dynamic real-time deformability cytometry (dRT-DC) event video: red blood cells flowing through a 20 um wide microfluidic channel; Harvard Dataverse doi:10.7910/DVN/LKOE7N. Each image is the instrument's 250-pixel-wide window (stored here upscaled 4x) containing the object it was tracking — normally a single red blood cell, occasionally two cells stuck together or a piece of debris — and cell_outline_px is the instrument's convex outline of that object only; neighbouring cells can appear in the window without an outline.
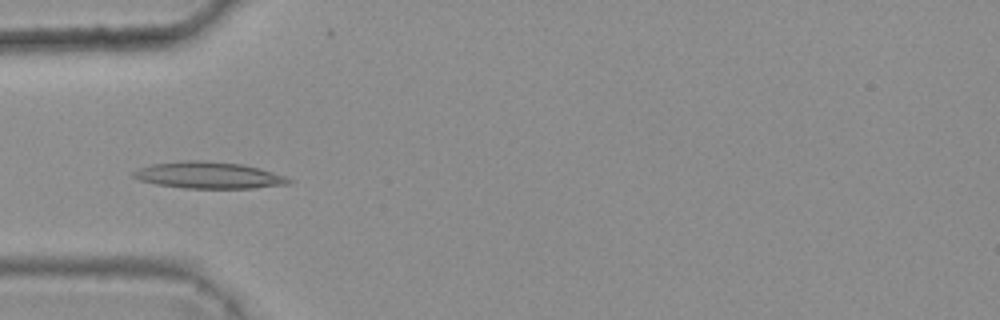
{"species": "common noctule bat (a hibernating species)", "species_latin": "Nyctalus noctula", "temperature_condition": "warm", "stored_images_in_passage": 8, "camera_frame_rate_fps": 3000, "um_per_image_px": 0.085, "animal": {"sex": "female", "body_mass_g": 25.1}, "frame": {"image": 1, "passage_image": 3, "time_ms": 0.667, "image_size_px": [1000, 320], "cell_outline_px": [[292, 184], [252, 188], [184, 188], [156, 184], [140, 180], [132, 176], [132, 172], [140, 168], [152, 164], [180, 160], [204, 160], [240, 164], [272, 172], [284, 176], [292, 180]], "centroid_in_image_um": [17.72, 14.89], "position_along_channel_um": 67.3, "area_um2": 23.99}}
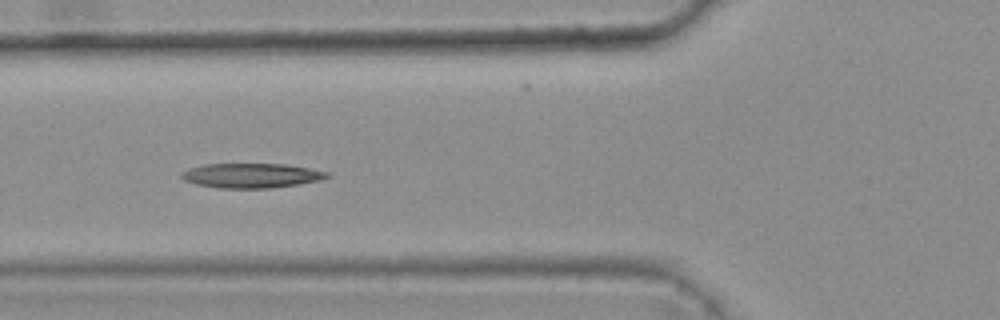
{"frame": {"image": 2, "passage_image": 4, "time_ms": 1.0, "image_size_px": [1000, 320], "cell_outline_px": [[332, 176], [320, 180], [272, 188], [220, 188], [196, 184], [184, 180], [180, 176], [180, 172], [188, 168], [204, 164], [284, 164], [308, 168], [328, 172]], "centroid_in_image_um": [21.33, 14.92], "position_along_channel_um": 104.5, "area_um2": 20.87}}
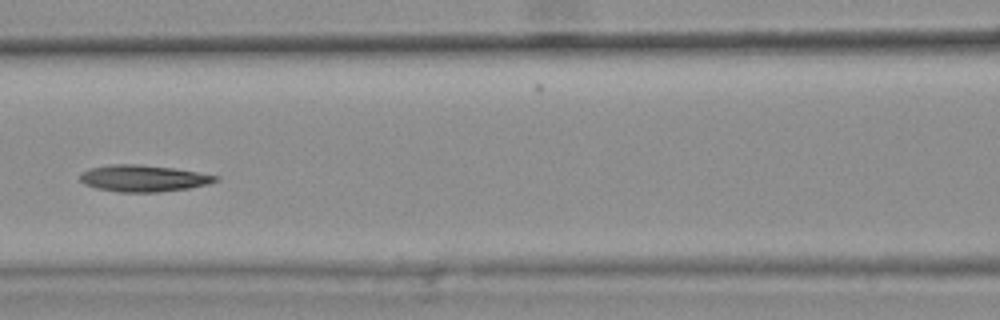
{"frame": {"image": 3, "passage_image": 5, "time_ms": 1.333, "image_size_px": [1000, 320], "cell_outline_px": [[220, 180], [208, 184], [188, 188], [160, 192], [116, 192], [96, 188], [84, 184], [80, 180], [80, 176], [84, 172], [92, 168], [112, 164], [132, 164], [172, 168], [220, 176]], "centroid_in_image_um": [12.21, 15.17], "position_along_channel_um": 154.4, "area_um2": 20.81}}